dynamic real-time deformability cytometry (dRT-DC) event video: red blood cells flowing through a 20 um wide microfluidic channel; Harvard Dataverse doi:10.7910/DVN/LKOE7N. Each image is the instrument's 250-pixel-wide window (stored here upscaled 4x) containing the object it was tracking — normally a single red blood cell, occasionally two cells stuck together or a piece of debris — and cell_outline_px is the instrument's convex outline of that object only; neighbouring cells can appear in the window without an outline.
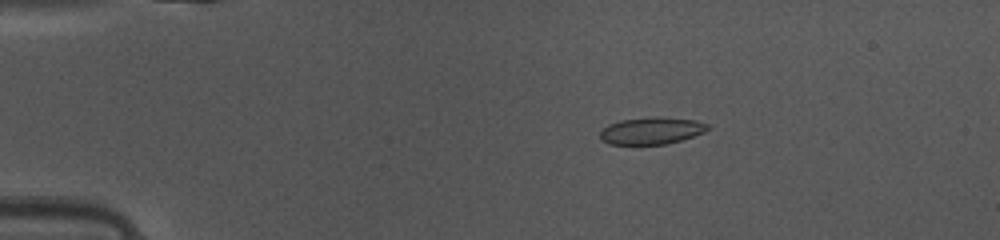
{"species": "common noctule bat (a hibernating species)", "species_latin": "Nyctalus noctula", "temperature_condition": "warm", "stored_images_in_passage": 49, "camera_frame_rate_fps": 3000, "um_per_image_px": 0.085, "animal": {"sex": "female", "body_mass_g": 10.0, "forearm_length_mm": 53.1}, "frame": {"image": 1, "passage_image": 10, "time_ms": 3.0, "image_size_px": [1000, 240], "cell_outline_px": [[708, 128], [704, 132], [680, 140], [664, 144], [608, 144], [600, 140], [600, 132], [608, 124], [620, 120], [656, 116], [696, 120], [708, 124]], "centroid_in_image_um": [55.34, 11.1], "position_along_channel_um": 29.7, "area_um2": 16.88}}
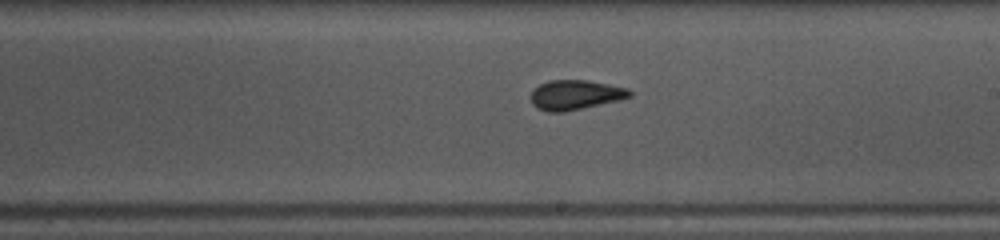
{"frame": {"image": 2, "passage_image": 29, "time_ms": 9.333, "image_size_px": [1000, 240], "cell_outline_px": [[632, 96], [616, 100], [564, 112], [548, 112], [536, 108], [532, 104], [528, 96], [532, 88], [548, 80], [588, 80], [628, 88], [632, 92]], "centroid_in_image_um": [48.81, 8.05], "position_along_channel_um": 240.2, "area_um2": 17.22}}
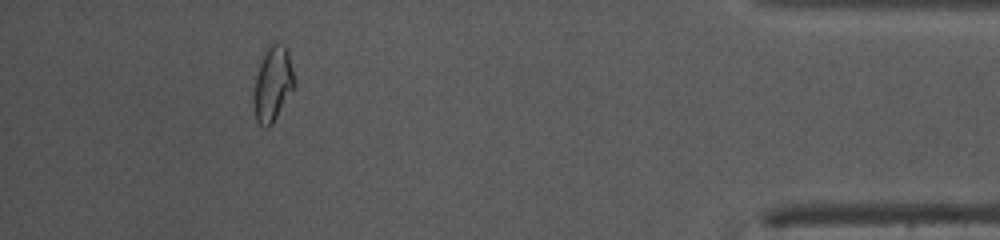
{"frame": {"image": 3, "passage_image": 45, "time_ms": 14.667, "image_size_px": [1000, 240], "cell_outline_px": [[296, 84], [272, 124], [268, 128], [264, 128], [256, 120], [252, 100], [252, 96], [256, 76], [264, 52], [268, 44], [284, 44], [288, 48]], "centroid_in_image_um": [23.18, 7.13], "position_along_channel_um": 412.0, "area_um2": 17.92}, "authors_computed_cell_mechanics": {"area_um2": 16.9354, "velocity_mm_per_s": 4.1507, "shape_relaxation_time_tau1_ms": 4.1236, "shape_relaxation_time_tau2_ms": 0.7001, "deformation_change_tau1": 0.1245, "deformation_change_tau2": 0.0554}}